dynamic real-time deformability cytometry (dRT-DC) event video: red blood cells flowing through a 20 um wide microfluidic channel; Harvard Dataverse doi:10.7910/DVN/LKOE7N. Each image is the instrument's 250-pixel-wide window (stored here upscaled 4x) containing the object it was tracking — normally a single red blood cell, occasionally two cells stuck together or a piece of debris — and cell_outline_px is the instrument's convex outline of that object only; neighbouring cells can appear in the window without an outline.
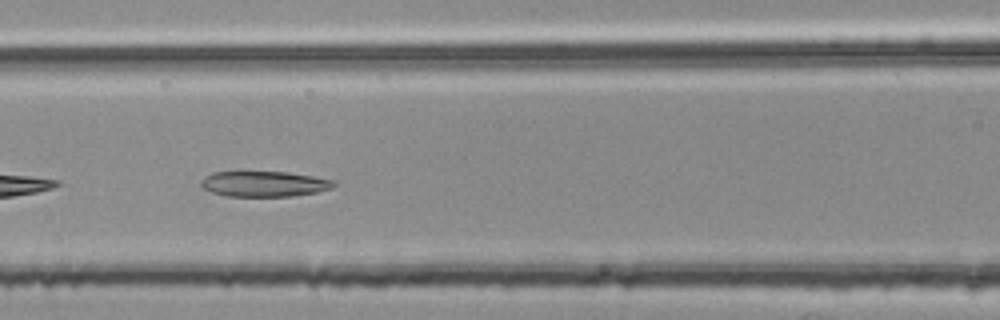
{"species": "common noctule bat (a hibernating species)", "species_latin": "Nyctalus noctula", "temperature_condition": "room temperature", "stored_images_in_passage": 6, "camera_frame_rate_fps": 3000, "um_per_image_px": 0.085, "animal": {"sex": "female", "body_mass_g": 25.1}, "frame": {"image": 1, "passage_image": 6, "time_ms": 1.667, "image_size_px": [1000, 320], "cell_outline_px": [[336, 184], [332, 188], [316, 192], [292, 196], [228, 196], [212, 192], [204, 188], [200, 184], [200, 180], [204, 176], [212, 172], [288, 172], [336, 180]], "centroid_in_image_um": [22.46, 15.62], "position_along_channel_um": 144.1, "area_um2": 19.71}}